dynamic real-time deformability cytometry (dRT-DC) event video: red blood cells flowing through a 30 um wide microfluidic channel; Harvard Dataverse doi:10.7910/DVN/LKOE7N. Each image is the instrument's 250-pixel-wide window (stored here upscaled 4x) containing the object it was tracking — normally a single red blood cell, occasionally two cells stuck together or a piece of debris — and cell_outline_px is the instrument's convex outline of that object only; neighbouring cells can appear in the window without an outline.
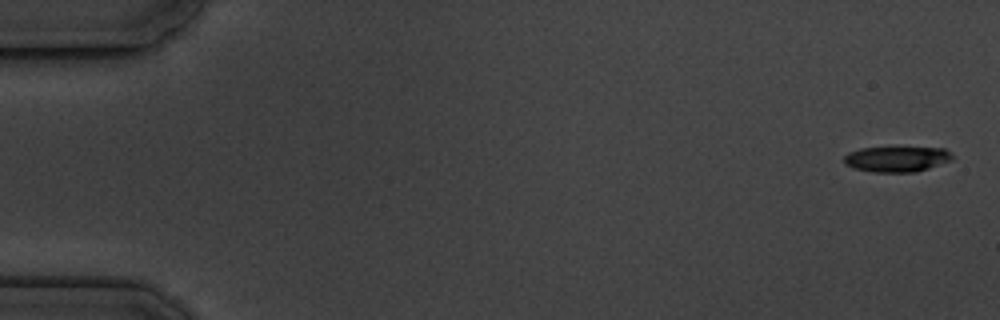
{"species": "common noctule bat (a hibernating species)", "species_latin": "Nyctalus noctula", "temperature_condition": "cold", "stored_images_in_passage": 4, "camera_frame_rate_fps": 3000, "um_per_image_px": 0.085, "animal": {"sex": "male", "body_mass_g": 19.5, "forearm_length_mm": 54.6}, "frame": {"image": 1, "passage_image": 1, "time_ms": 0.0, "image_size_px": [1000, 320], "cell_outline_px": [[956, 156], [952, 160], [916, 172], [872, 172], [852, 168], [844, 164], [844, 156], [848, 152], [860, 148], [892, 144], [944, 148], [952, 152]], "centroid_in_image_um": [76.24, 13.45], "position_along_channel_um": 8.8, "area_um2": 17.4}}